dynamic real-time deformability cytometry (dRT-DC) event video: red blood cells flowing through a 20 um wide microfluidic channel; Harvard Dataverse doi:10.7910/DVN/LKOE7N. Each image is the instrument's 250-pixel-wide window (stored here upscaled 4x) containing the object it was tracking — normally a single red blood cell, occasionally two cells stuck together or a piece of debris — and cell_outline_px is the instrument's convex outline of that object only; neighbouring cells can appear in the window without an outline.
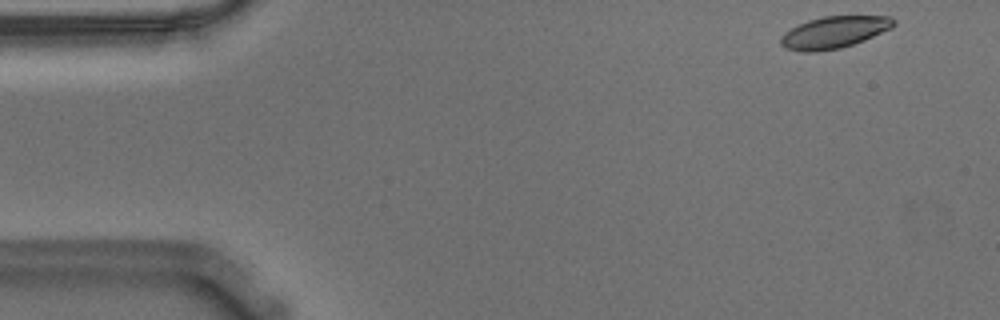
{"species": "Egyptian fruit bat (a non-hibernating species)", "species_latin": "Rousettus aegyptiacus", "temperature_condition": "warm", "stored_images_in_passage": 11, "camera_frame_rate_fps": 3000, "um_per_image_px": 0.085, "animal": {"sex": "male"}, "frame": {"image": 1, "passage_image": 1, "time_ms": 0.0, "image_size_px": [1000, 320], "cell_outline_px": [[896, 24], [892, 28], [864, 40], [840, 48], [816, 52], [800, 52], [784, 48], [780, 44], [780, 36], [784, 32], [808, 20], [824, 16], [892, 16], [896, 20]], "centroid_in_image_um": [70.89, 2.75], "position_along_channel_um": 14.1, "area_um2": 21.1}}